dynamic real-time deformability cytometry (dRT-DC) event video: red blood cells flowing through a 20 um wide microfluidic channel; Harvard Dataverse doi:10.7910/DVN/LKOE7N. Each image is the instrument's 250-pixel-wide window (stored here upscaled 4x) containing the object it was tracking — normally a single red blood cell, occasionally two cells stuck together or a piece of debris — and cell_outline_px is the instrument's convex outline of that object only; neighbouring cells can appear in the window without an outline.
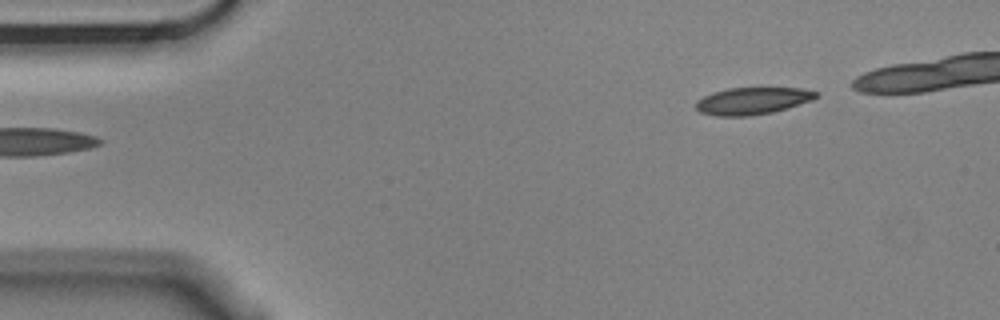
{"species": "Egyptian fruit bat (a non-hibernating species)", "species_latin": "Rousettus aegyptiacus", "temperature_condition": "cold", "stored_images_in_passage": 5, "segment_of_instrument_passage": [2, 2], "camera_frame_rate_fps": 3000, "um_per_image_px": 0.085, "animal": {"sex": "male"}, "frame": {"image": 1, "passage_image": 5, "time_ms": 1.333, "image_size_px": [1000, 320], "cell_outline_px": [[816, 96], [812, 100], [772, 112], [748, 116], [716, 116], [700, 112], [696, 108], [696, 100], [712, 92], [728, 88], [804, 88], [816, 92]], "centroid_in_image_um": [63.91, 8.57], "position_along_channel_um": 21.1, "area_um2": 18.79}}